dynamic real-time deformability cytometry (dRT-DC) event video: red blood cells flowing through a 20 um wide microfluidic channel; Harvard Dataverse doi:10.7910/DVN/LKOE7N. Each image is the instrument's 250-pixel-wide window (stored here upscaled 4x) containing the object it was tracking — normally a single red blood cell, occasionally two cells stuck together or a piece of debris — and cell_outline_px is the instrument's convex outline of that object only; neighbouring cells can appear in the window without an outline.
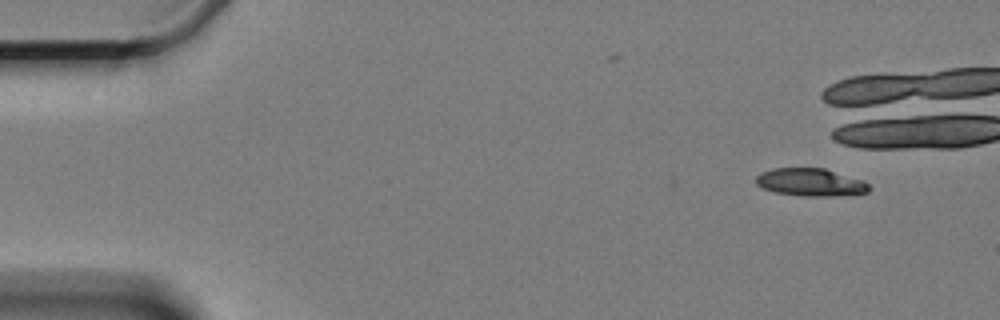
{"species": "Egyptian fruit bat (a non-hibernating species)", "species_latin": "Rousettus aegyptiacus", "temperature_condition": "cold", "stored_images_in_passage": 2, "camera_frame_rate_fps": 3000, "um_per_image_px": 0.085, "animal": {"sex": "female"}, "frame": {"image": 1, "passage_image": 2, "time_ms": 2.0, "image_size_px": [1000, 320], "cell_outline_px": [[868, 192], [832, 196], [804, 196], [776, 192], [764, 188], [756, 184], [756, 176], [760, 172], [772, 168], [824, 168], [860, 180], [868, 184]], "centroid_in_image_um": [68.83, 15.48], "position_along_channel_um": 16.2, "area_um2": 17.92}}